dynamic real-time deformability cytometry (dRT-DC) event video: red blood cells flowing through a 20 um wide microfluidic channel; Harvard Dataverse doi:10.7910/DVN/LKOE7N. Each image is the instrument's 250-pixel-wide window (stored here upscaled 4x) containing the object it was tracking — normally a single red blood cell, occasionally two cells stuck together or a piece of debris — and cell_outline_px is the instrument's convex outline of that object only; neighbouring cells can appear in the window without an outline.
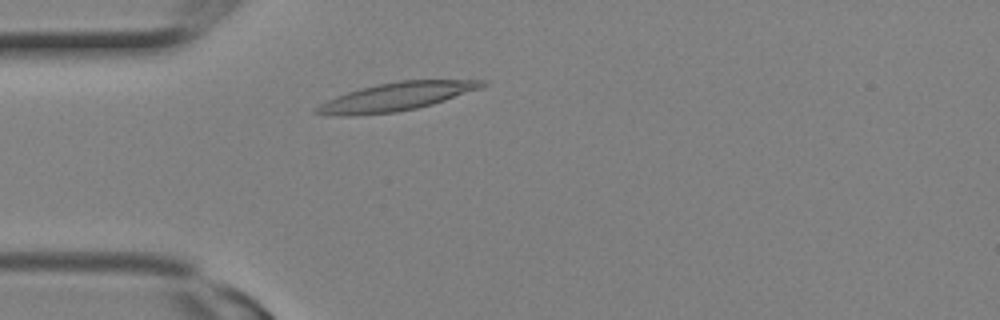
{"species": "Egyptian fruit bat (a non-hibernating species)", "species_latin": "Rousettus aegyptiacus", "temperature_condition": "room temperature", "stored_images_in_passage": 3, "camera_frame_rate_fps": 3000, "um_per_image_px": 0.085, "animal": {"sex": "female"}, "frame": {"image": 1, "passage_image": 1, "time_ms": 0.0, "image_size_px": [1000, 320], "cell_outline_px": [[488, 84], [480, 88], [432, 104], [416, 108], [396, 112], [352, 116], [336, 116], [312, 112], [320, 104], [336, 96], [360, 88], [400, 80], [488, 80]], "centroid_in_image_um": [33.67, 8.22], "position_along_channel_um": 51.3, "area_um2": 26.93}}
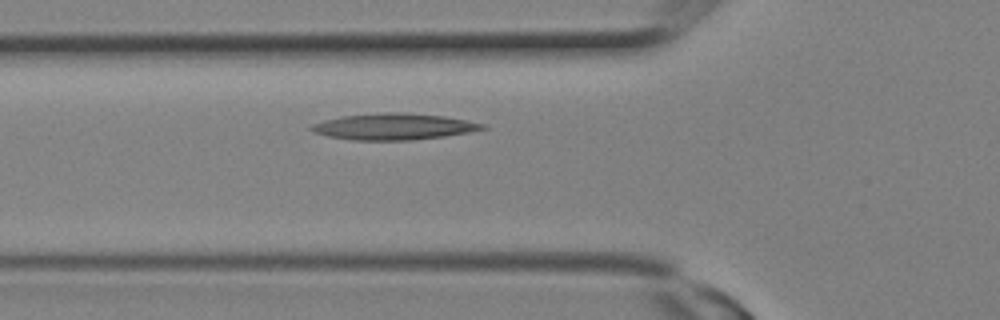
{"frame": {"image": 2, "passage_image": 3, "time_ms": 0.667, "image_size_px": [1000, 320], "cell_outline_px": [[488, 128], [468, 132], [444, 136], [412, 140], [352, 140], [328, 136], [312, 132], [308, 128], [312, 124], [324, 120], [340, 116], [380, 112], [408, 112], [444, 116], [484, 124]], "centroid_in_image_um": [33.41, 10.75], "position_along_channel_um": 92.4, "area_um2": 26.36}}